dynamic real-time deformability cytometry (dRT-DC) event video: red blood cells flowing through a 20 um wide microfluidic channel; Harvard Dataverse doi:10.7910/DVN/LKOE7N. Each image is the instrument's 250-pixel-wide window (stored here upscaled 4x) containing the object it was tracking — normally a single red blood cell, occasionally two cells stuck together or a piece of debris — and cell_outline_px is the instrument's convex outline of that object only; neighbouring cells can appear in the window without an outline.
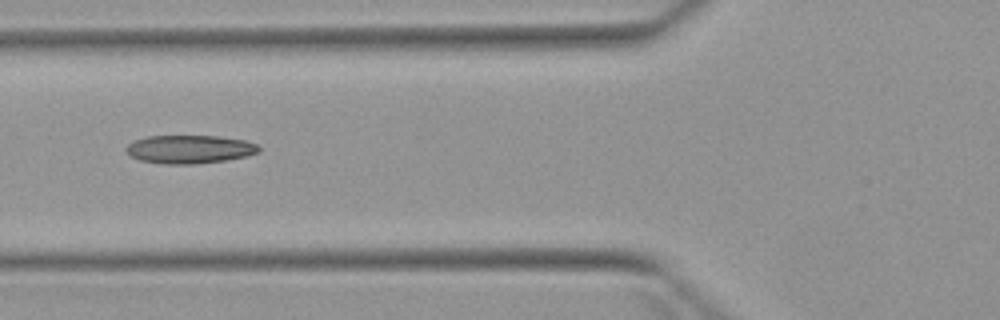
{"species": "Egyptian fruit bat (a non-hibernating species)", "species_latin": "Rousettus aegyptiacus", "temperature_condition": "warm", "stored_images_in_passage": 6, "camera_frame_rate_fps": 3000, "um_per_image_px": 0.085, "animal": {"sex": "female"}, "frame": {"image": 1, "passage_image": 6, "time_ms": 6.0, "image_size_px": [1000, 320], "cell_outline_px": [[260, 152], [248, 156], [224, 160], [196, 164], [168, 164], [140, 160], [132, 156], [124, 148], [128, 144], [136, 140], [148, 136], [220, 136], [244, 140], [260, 144]], "centroid_in_image_um": [16.18, 12.68], "position_along_channel_um": 109.6, "area_um2": 21.91}}